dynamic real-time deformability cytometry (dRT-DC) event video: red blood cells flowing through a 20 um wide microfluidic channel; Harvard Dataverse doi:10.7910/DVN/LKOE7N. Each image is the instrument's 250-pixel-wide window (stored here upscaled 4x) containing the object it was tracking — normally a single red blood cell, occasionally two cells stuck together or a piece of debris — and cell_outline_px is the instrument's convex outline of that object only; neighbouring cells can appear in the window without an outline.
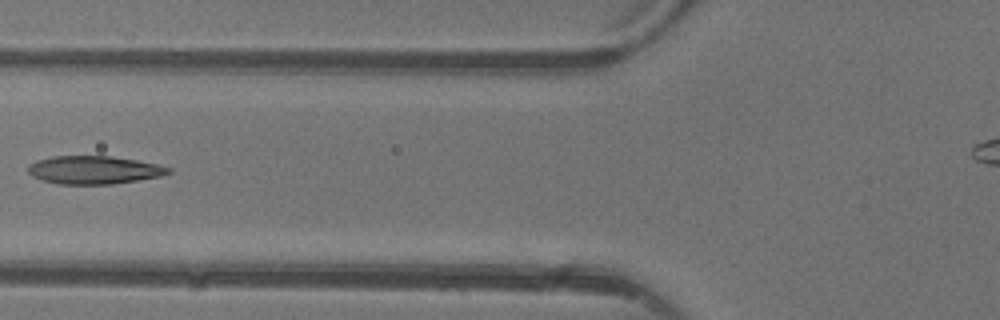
{"species": "common noctule bat (a hibernating species)", "species_latin": "Nyctalus noctula", "temperature_condition": "warm", "stored_images_in_passage": 3, "camera_frame_rate_fps": 3000, "um_per_image_px": 0.085, "animal": {"sex": "female"}, "frame": {"image": 1, "passage_image": 3, "time_ms": 2.333, "image_size_px": [1000, 320], "cell_outline_px": [[172, 172], [160, 176], [112, 184], [60, 184], [44, 180], [32, 176], [28, 172], [28, 164], [36, 160], [52, 156], [112, 156], [136, 160], [156, 164], [172, 168]], "centroid_in_image_um": [7.97, 14.44], "position_along_channel_um": 117.8, "area_um2": 22.89}}